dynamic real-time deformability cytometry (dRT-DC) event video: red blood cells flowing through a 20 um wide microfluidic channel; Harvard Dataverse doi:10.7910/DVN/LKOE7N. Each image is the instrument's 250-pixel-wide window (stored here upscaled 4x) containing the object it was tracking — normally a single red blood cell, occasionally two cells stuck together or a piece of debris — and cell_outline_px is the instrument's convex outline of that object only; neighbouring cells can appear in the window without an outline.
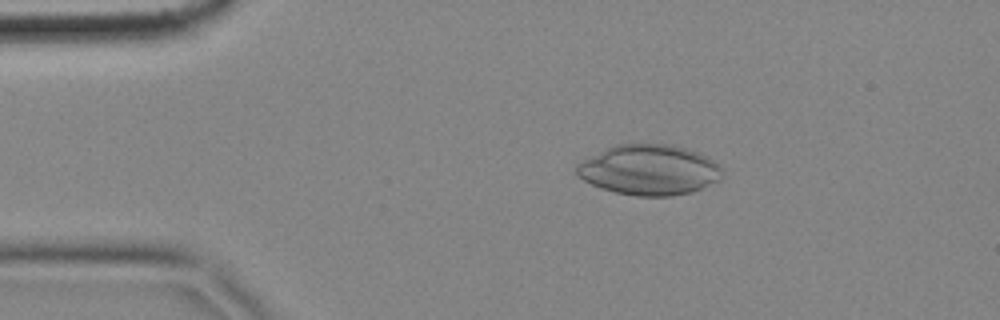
{"species": "common noctule bat (a hibernating species)", "species_latin": "Nyctalus noctula", "temperature_condition": "cold", "stored_images_in_passage": 20, "camera_frame_rate_fps": 3000, "um_per_image_px": 0.085, "animal": {"sex": "female", "body_mass_g": 18.4}, "frame": {"image": 1, "passage_image": 9, "time_ms": 2.667, "image_size_px": [1000, 320], "cell_outline_px": [[720, 180], [692, 192], [672, 196], [636, 196], [616, 192], [600, 188], [584, 180], [576, 172], [576, 168], [584, 160], [616, 144], [672, 144], [696, 152], [720, 164]], "centroid_in_image_um": [55.2, 14.45], "position_along_channel_um": 29.8, "area_um2": 42.14}}
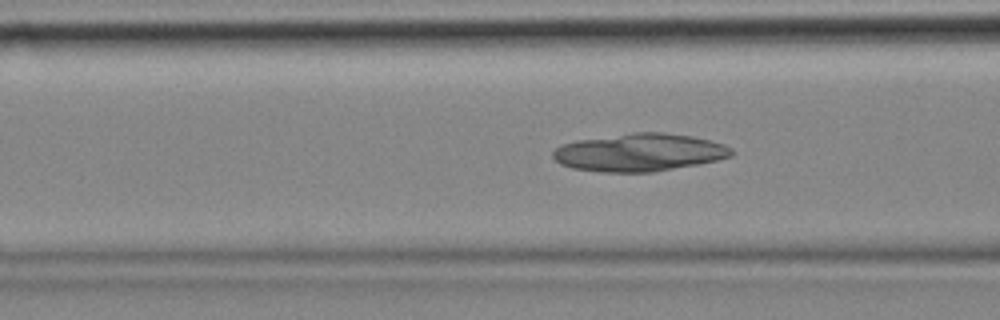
{"frame": {"image": 2, "passage_image": 20, "time_ms": 6.333, "image_size_px": [1000, 320], "cell_outline_px": [[732, 156], [716, 160], [696, 164], [652, 172], [600, 172], [572, 168], [560, 164], [552, 156], [552, 152], [556, 148], [564, 144], [576, 140], [636, 132], [664, 132], [692, 136], [724, 144], [732, 148]], "centroid_in_image_um": [54.33, 12.95], "position_along_channel_um": 112.3, "area_um2": 39.07}}